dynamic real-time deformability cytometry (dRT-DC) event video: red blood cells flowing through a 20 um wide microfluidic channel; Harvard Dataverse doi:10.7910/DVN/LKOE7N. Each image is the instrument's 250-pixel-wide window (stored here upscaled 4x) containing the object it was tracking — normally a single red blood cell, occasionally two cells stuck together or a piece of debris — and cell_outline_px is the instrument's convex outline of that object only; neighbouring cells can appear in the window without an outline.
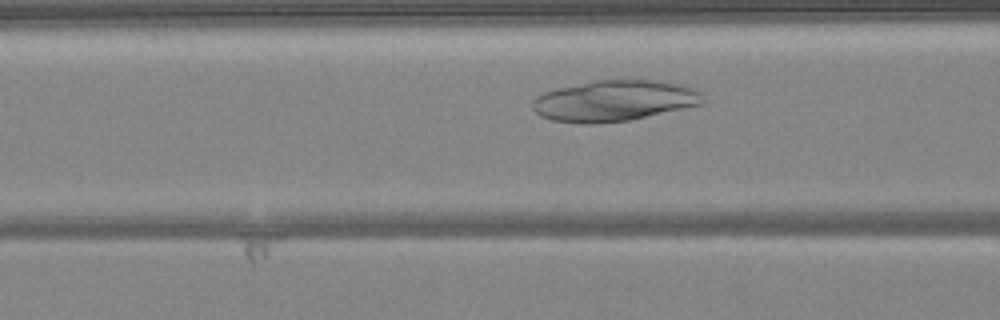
{"species": "common noctule bat (a hibernating species)", "species_latin": "Nyctalus noctula", "temperature_condition": "warm", "stored_images_in_passage": 42, "camera_frame_rate_fps": 3000, "um_per_image_px": 0.085, "animal": {"sex": "female", "body_mass_g": 24.6, "forearm_length_mm": 56.2}, "frame": {"image": 1, "passage_image": 12, "time_ms": 3.667, "image_size_px": [1000, 320], "cell_outline_px": [[704, 100], [700, 104], [632, 120], [592, 124], [580, 124], [552, 120], [540, 116], [532, 108], [532, 100], [536, 96], [544, 92], [592, 80], [660, 80], [684, 84], [700, 92]], "centroid_in_image_um": [52.19, 8.56], "position_along_channel_um": 114.4, "area_um2": 40.81}}
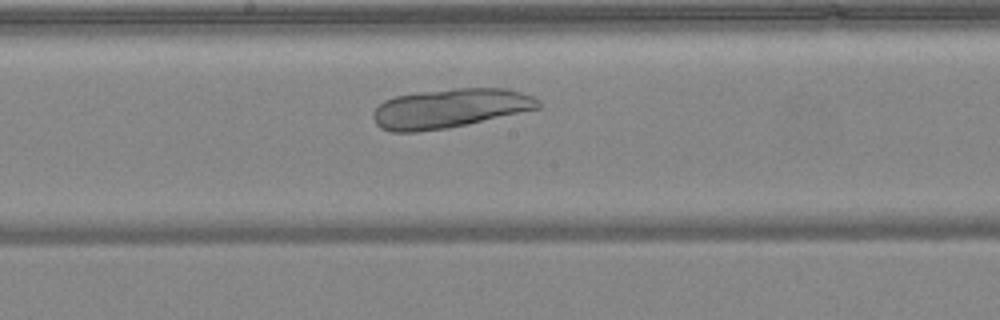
{"frame": {"image": 2, "passage_image": 19, "time_ms": 6.0, "image_size_px": [1000, 320], "cell_outline_px": [[540, 108], [468, 124], [448, 128], [416, 132], [392, 132], [380, 128], [376, 124], [372, 116], [372, 112], [384, 100], [396, 96], [416, 92], [456, 88], [504, 88], [520, 92], [532, 96], [540, 100]], "centroid_in_image_um": [38.21, 9.21], "position_along_channel_um": 210.0, "area_um2": 37.86}}
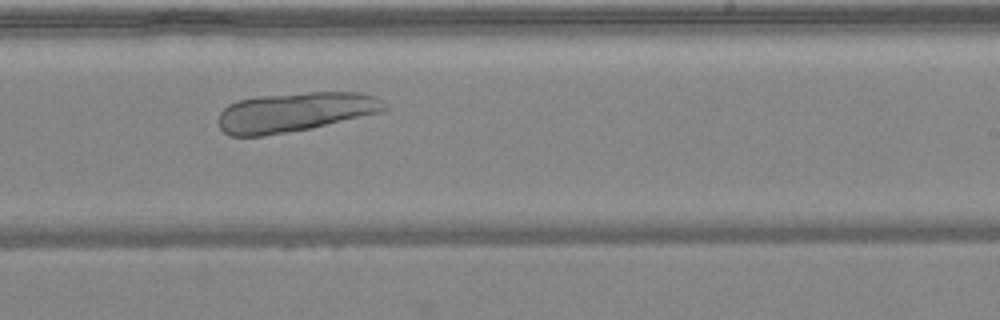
{"frame": {"image": 3, "passage_image": 23, "time_ms": 7.333, "image_size_px": [1000, 320], "cell_outline_px": [[388, 108], [380, 112], [312, 128], [260, 136], [228, 136], [220, 128], [216, 120], [220, 112], [228, 104], [240, 100], [260, 96], [308, 92], [360, 92], [372, 96], [388, 104]], "centroid_in_image_um": [25.03, 9.53], "position_along_channel_um": 264.0, "area_um2": 38.09}}